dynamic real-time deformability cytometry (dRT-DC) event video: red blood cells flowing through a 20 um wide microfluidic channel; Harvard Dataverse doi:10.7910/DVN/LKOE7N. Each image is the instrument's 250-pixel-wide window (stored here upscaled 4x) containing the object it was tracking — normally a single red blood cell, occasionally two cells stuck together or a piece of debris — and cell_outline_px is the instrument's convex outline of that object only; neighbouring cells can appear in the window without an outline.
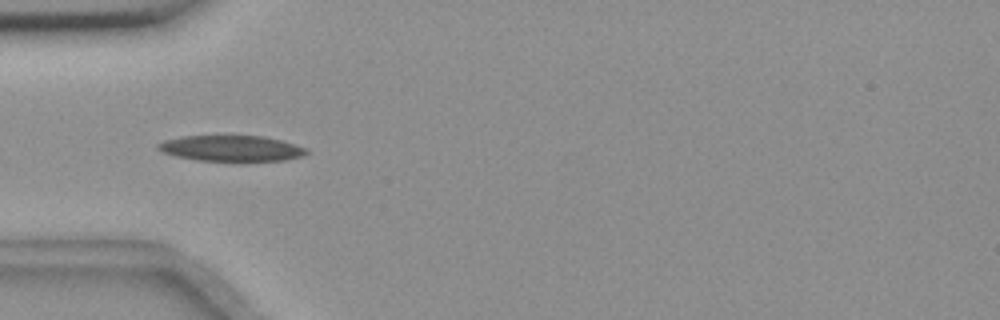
{"species": "common noctule bat (a hibernating species)", "species_latin": "Nyctalus noctula", "temperature_condition": "room temperature", "stored_images_in_passage": 40, "camera_frame_rate_fps": 3000, "um_per_image_px": 0.085, "animal": {"sex": "female", "body_mass_g": 18.4}, "frame": {"image": 1, "passage_image": 2, "time_ms": 0.333, "image_size_px": [1000, 320], "cell_outline_px": [[308, 152], [304, 156], [284, 160], [244, 164], [236, 164], [196, 160], [176, 156], [160, 152], [156, 148], [156, 144], [164, 140], [180, 136], [264, 136], [280, 140], [308, 148]], "centroid_in_image_um": [19.67, 12.66], "position_along_channel_um": 65.3, "area_um2": 23.58}}
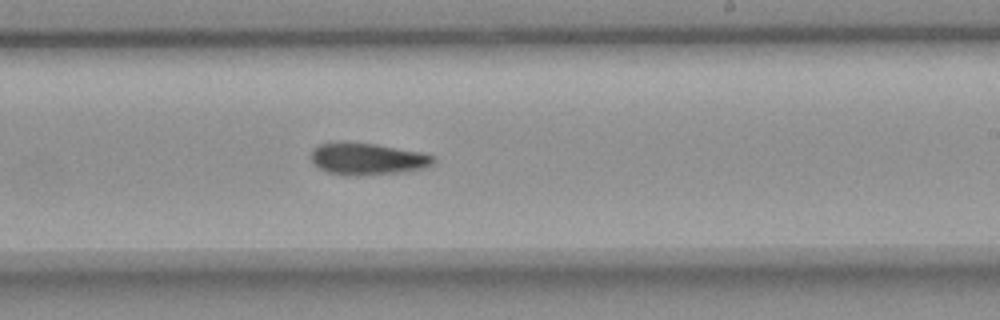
{"frame": {"image": 2, "passage_image": 18, "time_ms": 5.667, "image_size_px": [1000, 320], "cell_outline_px": [[436, 160], [432, 164], [424, 168], [404, 172], [360, 176], [348, 176], [328, 172], [320, 168], [312, 160], [312, 148], [320, 144], [376, 144], [420, 152], [436, 156]], "centroid_in_image_um": [31.3, 13.54], "position_along_channel_um": 257.7, "area_um2": 22.31}}
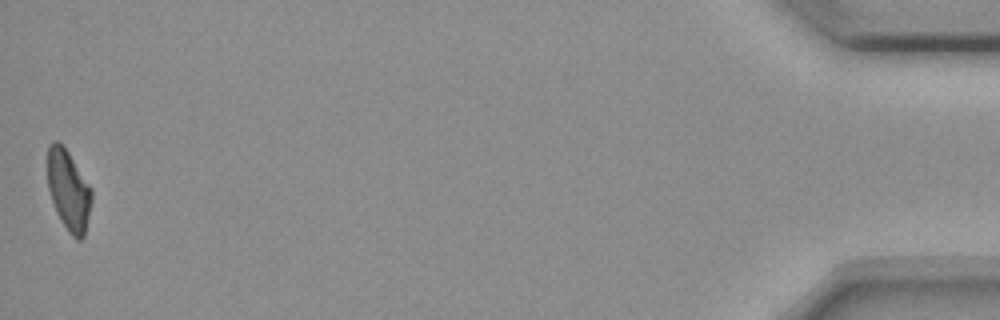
{"frame": {"image": 3, "passage_image": 40, "time_ms": 13.0, "image_size_px": [1000, 320], "cell_outline_px": [[92, 200], [84, 236], [80, 240], [76, 240], [68, 232], [60, 220], [56, 212], [48, 188], [48, 144], [52, 140], [56, 140], [68, 152], [92, 188]], "centroid_in_image_um": [5.83, 16.19], "position_along_channel_um": 429.4, "area_um2": 20.63}, "authors_computed_cell_mechanics": {"area_um2": 22.2241, "velocity_mm_per_s": 3.6357, "shape_relaxation_time_tau1_ms": 9.3629, "shape_relaxation_time_tau2_ms": null, "deformation_change_tau1": 0.2052, "deformation_change_tau2": null}}